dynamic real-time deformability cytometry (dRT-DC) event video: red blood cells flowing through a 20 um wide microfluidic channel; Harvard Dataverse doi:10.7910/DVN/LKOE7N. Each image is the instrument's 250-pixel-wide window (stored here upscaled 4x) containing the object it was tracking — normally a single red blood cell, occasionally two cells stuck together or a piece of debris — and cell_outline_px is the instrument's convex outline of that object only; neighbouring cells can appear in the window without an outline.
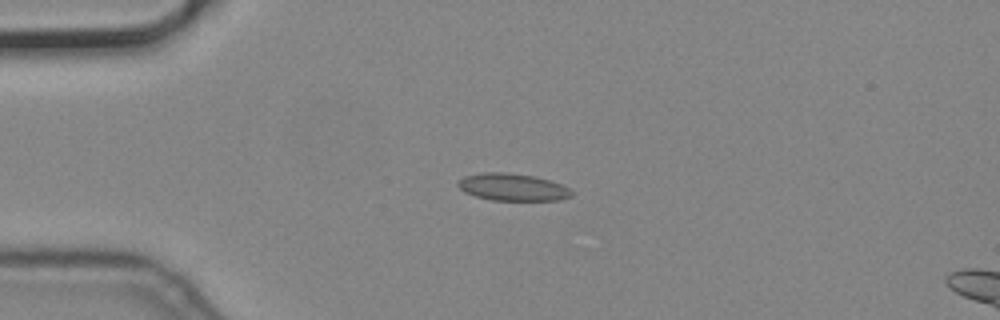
{"species": "common noctule bat (a hibernating species)", "species_latin": "Nyctalus noctula", "temperature_condition": "cold", "stored_images_in_passage": 4, "camera_frame_rate_fps": 3000, "um_per_image_px": 0.085, "animal": {"sex": "male", "body_mass_g": 19.2, "forearm_length_mm": 51.8}, "frame": {"image": 1, "passage_image": 2, "time_ms": 0.333, "image_size_px": [1000, 320], "cell_outline_px": [[572, 196], [556, 200], [492, 200], [476, 196], [464, 192], [456, 184], [464, 176], [484, 172], [504, 172], [536, 176], [560, 184], [568, 188], [572, 192]], "centroid_in_image_um": [43.54, 15.9], "position_along_channel_um": 41.5, "area_um2": 17.86}}
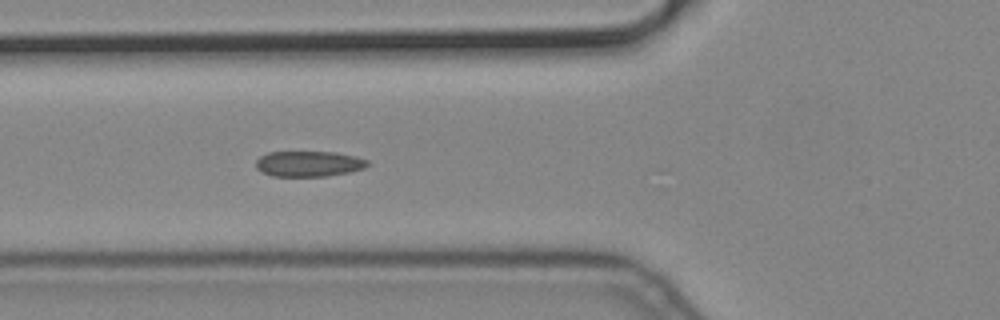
{"frame": {"image": 2, "passage_image": 4, "time_ms": 1.0, "image_size_px": [1000, 320], "cell_outline_px": [[368, 164], [364, 168], [348, 172], [328, 176], [272, 176], [256, 168], [256, 160], [260, 156], [268, 152], [336, 152], [356, 156], [368, 160]], "centroid_in_image_um": [26.24, 13.91], "position_along_channel_um": 99.6, "area_um2": 16.59}}